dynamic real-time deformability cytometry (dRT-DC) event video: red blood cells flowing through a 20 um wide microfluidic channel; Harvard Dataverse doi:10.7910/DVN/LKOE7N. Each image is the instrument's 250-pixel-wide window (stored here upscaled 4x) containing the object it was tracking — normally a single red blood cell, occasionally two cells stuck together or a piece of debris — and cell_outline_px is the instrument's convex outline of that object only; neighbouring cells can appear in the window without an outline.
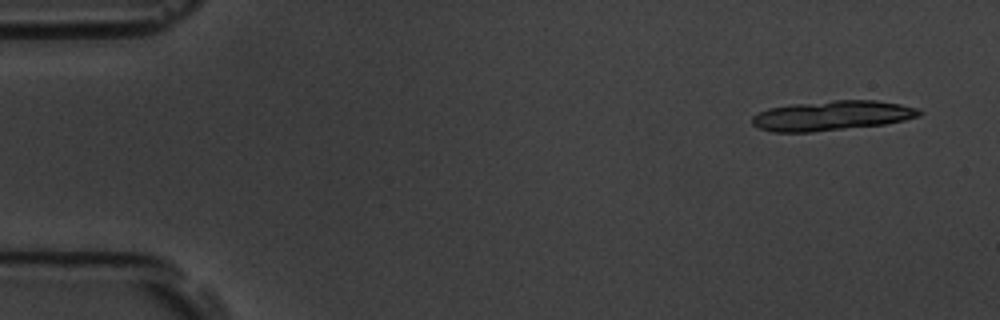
{"species": "common noctule bat (a hibernating species)", "species_latin": "Nyctalus noctula", "temperature_condition": "room temperature", "stored_images_in_passage": 6, "camera_frame_rate_fps": 3000, "um_per_image_px": 0.085, "animal": {"sex": "male", "body_mass_g": 19.5, "forearm_length_mm": 54.6}, "frame": {"image": 1, "passage_image": 1, "time_ms": 0.0, "image_size_px": [1000, 320], "cell_outline_px": [[924, 112], [920, 116], [904, 120], [884, 124], [812, 132], [772, 132], [760, 128], [752, 124], [752, 116], [768, 108], [792, 104], [832, 100], [876, 100], [900, 104], [916, 108]], "centroid_in_image_um": [70.71, 9.82], "position_along_channel_um": 14.3, "area_um2": 28.96}}